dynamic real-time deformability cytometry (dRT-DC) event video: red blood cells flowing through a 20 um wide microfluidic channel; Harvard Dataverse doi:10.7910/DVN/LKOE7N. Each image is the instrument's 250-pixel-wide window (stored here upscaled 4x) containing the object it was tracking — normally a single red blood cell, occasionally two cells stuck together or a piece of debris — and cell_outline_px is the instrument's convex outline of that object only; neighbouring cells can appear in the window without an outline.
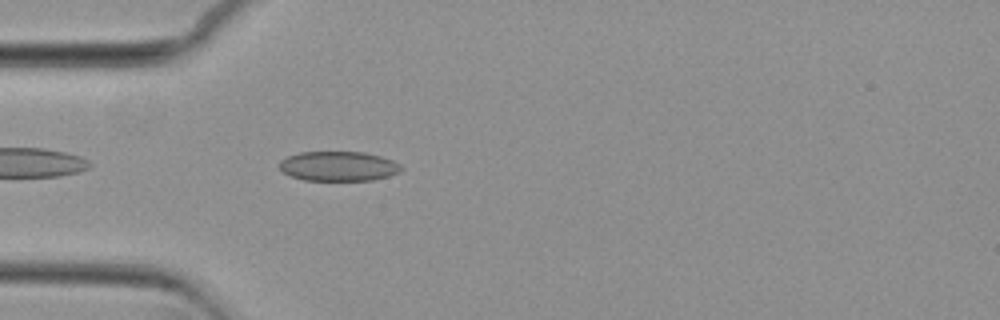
{"species": "common noctule bat (a hibernating species)", "species_latin": "Nyctalus noctula", "temperature_condition": "cold", "stored_images_in_passage": 33, "camera_frame_rate_fps": 3000, "um_per_image_px": 0.085, "animal": {"sex": "female", "body_mass_g": 29.2, "forearm_length_mm": 56.3}, "frame": {"image": 1, "passage_image": 3, "time_ms": 0.667, "image_size_px": [1000, 320], "cell_outline_px": [[404, 168], [400, 172], [388, 176], [372, 180], [304, 180], [292, 176], [284, 172], [280, 168], [280, 160], [288, 156], [300, 152], [364, 152], [380, 156], [392, 160], [400, 164]], "centroid_in_image_um": [28.8, 14.12], "position_along_channel_um": 56.2, "area_um2": 20.98}}
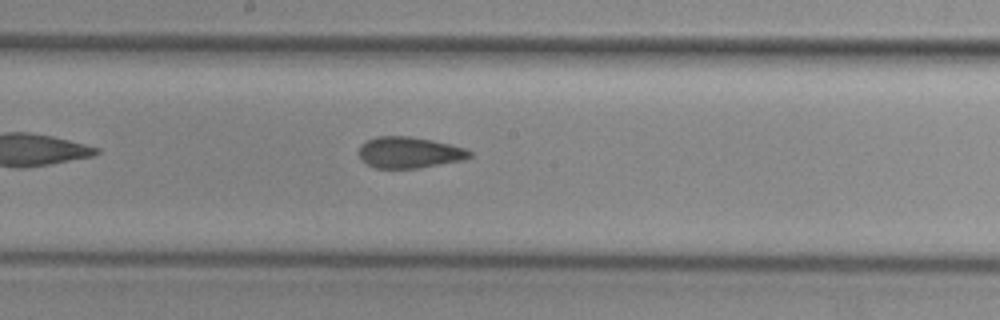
{"frame": {"image": 2, "passage_image": 16, "time_ms": 5.0, "image_size_px": [1000, 320], "cell_outline_px": [[472, 156], [464, 160], [420, 168], [376, 168], [360, 160], [360, 148], [368, 140], [376, 136], [408, 136], [432, 140], [464, 148], [472, 152]], "centroid_in_image_um": [34.81, 12.97], "position_along_channel_um": 213.4, "area_um2": 20.0}}
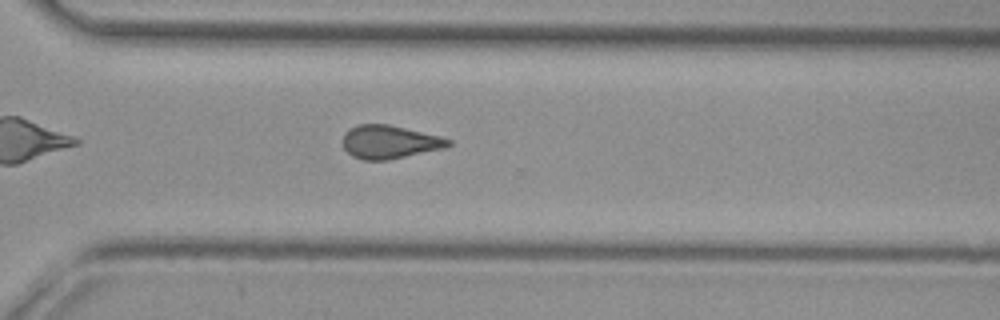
{"frame": {"image": 3, "passage_image": 26, "time_ms": 8.333, "image_size_px": [1000, 320], "cell_outline_px": [[452, 144], [444, 148], [388, 160], [364, 160], [352, 156], [344, 148], [344, 132], [360, 124], [388, 124], [440, 136], [452, 140]], "centroid_in_image_um": [33.13, 12.07], "position_along_channel_um": 337.5, "area_um2": 20.29}, "authors_computed_cell_mechanics": {"area_um2": 20.4612, "velocity_mm_per_s": 3.725, "shape_relaxation_time_tau1_ms": null, "shape_relaxation_time_tau2_ms": 2.977, "deformation_change_tau1": null, "deformation_change_tau2": 0.0885}}